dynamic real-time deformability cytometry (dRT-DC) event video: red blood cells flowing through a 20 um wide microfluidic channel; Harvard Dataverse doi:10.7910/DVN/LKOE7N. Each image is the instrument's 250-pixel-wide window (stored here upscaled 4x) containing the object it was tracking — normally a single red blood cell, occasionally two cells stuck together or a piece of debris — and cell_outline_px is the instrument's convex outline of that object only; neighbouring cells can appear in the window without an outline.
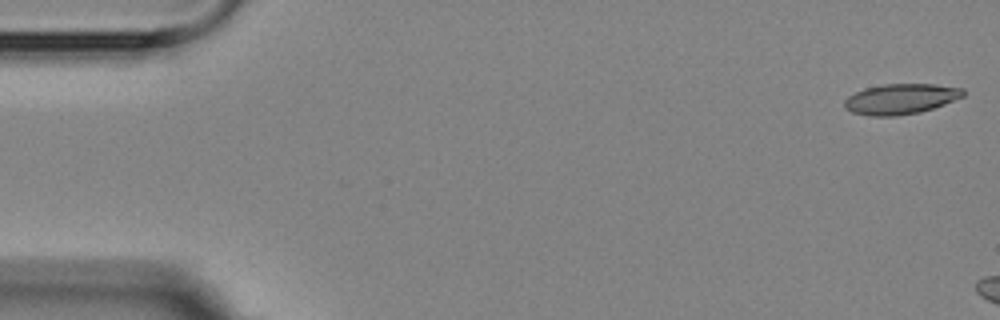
{"species": "Egyptian fruit bat (a non-hibernating species)", "species_latin": "Rousettus aegyptiacus", "temperature_condition": "room temperature", "stored_images_in_passage": 3, "camera_frame_rate_fps": 3000, "um_per_image_px": 0.085, "animal": {"sex": "female"}, "frame": {"image": 1, "passage_image": 1, "time_ms": 0.0, "image_size_px": [1000, 320], "cell_outline_px": [[964, 96], [944, 104], [920, 112], [896, 116], [872, 116], [852, 112], [844, 108], [844, 100], [848, 96], [864, 88], [884, 84], [936, 84], [964, 88]], "centroid_in_image_um": [76.55, 8.41], "position_along_channel_um": 8.4, "area_um2": 21.04}}